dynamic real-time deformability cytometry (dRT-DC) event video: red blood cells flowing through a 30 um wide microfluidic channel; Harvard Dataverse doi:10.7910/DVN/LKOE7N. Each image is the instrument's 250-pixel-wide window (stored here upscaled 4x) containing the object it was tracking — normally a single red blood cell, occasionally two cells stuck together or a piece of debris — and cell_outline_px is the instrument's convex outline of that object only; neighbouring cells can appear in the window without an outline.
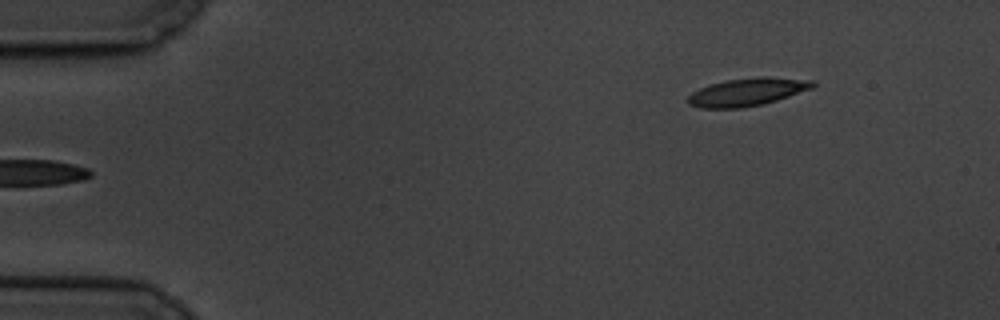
{"species": "common noctule bat (a hibernating species)", "species_latin": "Nyctalus noctula", "temperature_condition": "cold", "stored_images_in_passage": 7, "camera_frame_rate_fps": 3000, "um_per_image_px": 0.085, "animal": {"sex": "male", "body_mass_g": 19.5, "forearm_length_mm": 54.6}, "frame": {"image": 1, "passage_image": 7, "time_ms": 7.0, "image_size_px": [1000, 320], "cell_outline_px": [[816, 84], [812, 88], [764, 104], [740, 108], [700, 108], [688, 104], [688, 96], [692, 92], [708, 84], [728, 80], [756, 76], [764, 76], [816, 80]], "centroid_in_image_um": [63.52, 7.81], "position_along_channel_um": 21.5, "area_um2": 20.35}}